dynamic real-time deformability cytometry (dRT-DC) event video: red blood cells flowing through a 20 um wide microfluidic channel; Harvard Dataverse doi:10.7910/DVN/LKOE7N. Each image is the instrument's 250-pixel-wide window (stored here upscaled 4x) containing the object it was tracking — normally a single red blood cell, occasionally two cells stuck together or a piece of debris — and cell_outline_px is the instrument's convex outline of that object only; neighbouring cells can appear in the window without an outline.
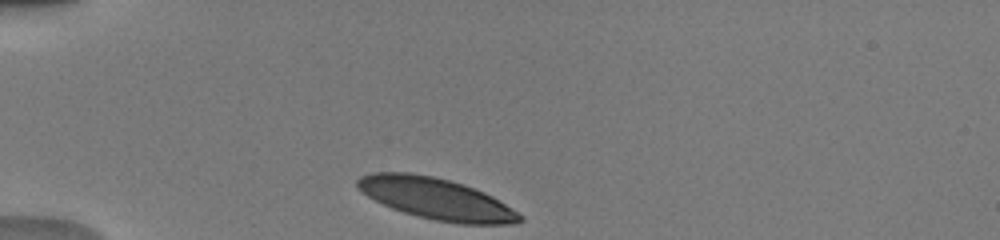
{"species": "human", "species_latin": "Homo sapiens", "temperature_condition": "warm", "stored_images_in_passage": 32, "camera_frame_rate_fps": 3000, "um_per_image_px": 0.085, "donor": {"sex": "male"}, "frame": {"image": 1, "passage_image": 1, "time_ms": 0.0, "image_size_px": [1000, 240], "cell_outline_px": [[524, 220], [516, 224], [460, 224], [436, 220], [404, 212], [392, 208], [368, 196], [356, 184], [356, 180], [360, 176], [372, 172], [408, 172], [432, 176], [464, 184], [484, 192], [492, 196], [512, 208], [524, 216]], "centroid_in_image_um": [37.13, 16.89], "position_along_channel_um": 47.9, "area_um2": 38.9}}
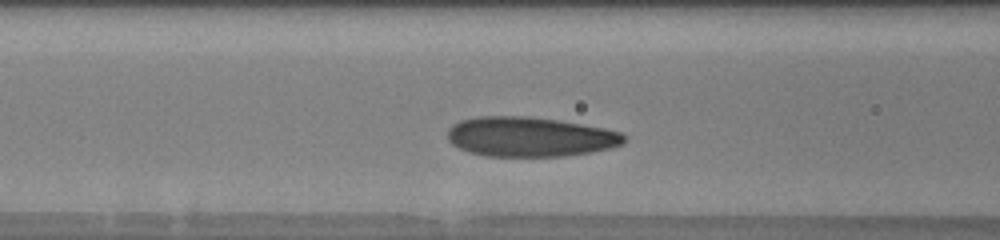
{"frame": {"image": 2, "passage_image": 9, "time_ms": 2.667, "image_size_px": [1000, 240], "cell_outline_px": [[624, 144], [592, 152], [564, 156], [484, 156], [468, 152], [452, 144], [448, 140], [448, 128], [452, 124], [460, 120], [476, 116], [528, 116], [556, 120], [604, 128], [620, 132], [624, 136]], "centroid_in_image_um": [44.99, 11.63], "position_along_channel_um": 121.6, "area_um2": 40.86}}
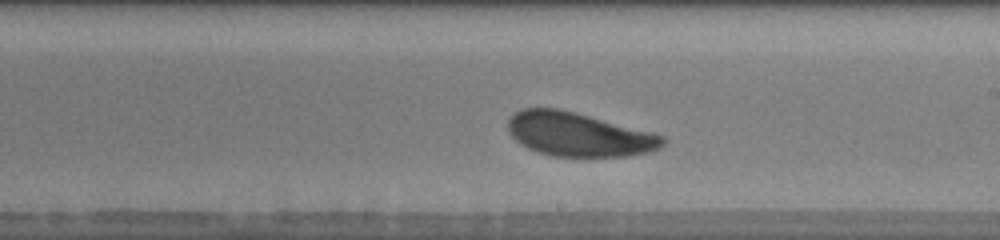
{"frame": {"image": 3, "passage_image": 18, "time_ms": 5.667, "image_size_px": [1000, 240], "cell_outline_px": [[664, 144], [660, 148], [648, 152], [624, 156], [552, 156], [528, 148], [520, 144], [508, 132], [508, 120], [516, 112], [524, 108], [560, 108], [576, 112], [652, 132], [664, 136]], "centroid_in_image_um": [49.18, 11.42], "position_along_channel_um": 239.8, "area_um2": 39.36}, "authors_computed_cell_mechanics": {"area_um2": 40.1999, "velocity_mm_per_s": 3.9454, "shape_relaxation_time_tau1_ms": 1.565, "shape_relaxation_time_tau2_ms": null, "deformation_change_tau1": 0.1105, "deformation_change_tau2": null}}